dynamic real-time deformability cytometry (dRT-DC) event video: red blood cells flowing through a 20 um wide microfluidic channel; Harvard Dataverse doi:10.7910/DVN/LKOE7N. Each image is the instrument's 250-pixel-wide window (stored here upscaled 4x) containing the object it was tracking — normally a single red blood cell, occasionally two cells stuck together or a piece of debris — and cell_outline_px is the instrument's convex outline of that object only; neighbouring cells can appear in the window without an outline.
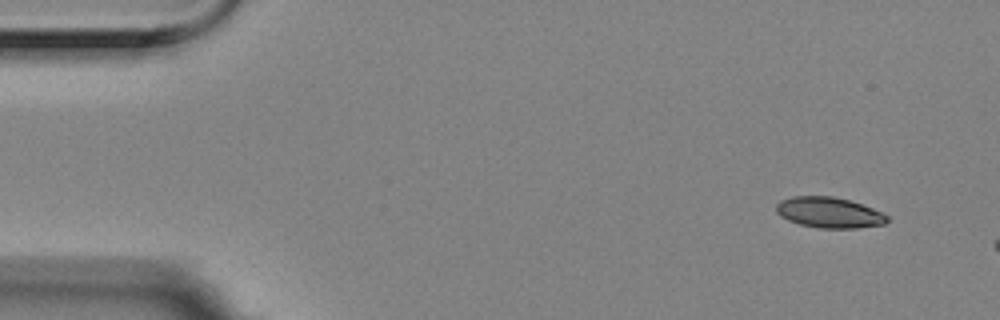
{"species": "Egyptian fruit bat (a non-hibernating species)", "species_latin": "Rousettus aegyptiacus", "temperature_condition": "room temperature", "stored_images_in_passage": 3, "camera_frame_rate_fps": 3000, "um_per_image_px": 0.085, "animal": {"sex": "female"}, "frame": {"image": 1, "passage_image": 1, "time_ms": 0.0, "image_size_px": [1000, 320], "cell_outline_px": [[888, 220], [884, 224], [856, 228], [820, 228], [800, 224], [788, 220], [780, 216], [776, 212], [776, 204], [780, 200], [792, 196], [832, 196], [848, 200], [872, 208], [888, 216]], "centroid_in_image_um": [70.44, 18.06], "position_along_channel_um": 14.6, "area_um2": 19.71}}